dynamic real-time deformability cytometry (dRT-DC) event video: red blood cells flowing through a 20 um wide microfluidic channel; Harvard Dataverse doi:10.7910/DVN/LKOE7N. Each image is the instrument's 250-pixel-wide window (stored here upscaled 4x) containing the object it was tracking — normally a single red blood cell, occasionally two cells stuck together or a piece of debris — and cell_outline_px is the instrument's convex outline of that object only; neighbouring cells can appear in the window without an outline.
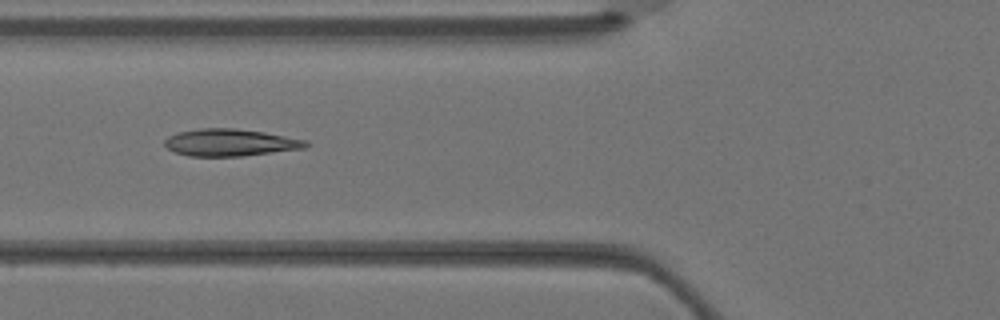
{"species": "Egyptian fruit bat (a non-hibernating species)", "species_latin": "Rousettus aegyptiacus", "temperature_condition": "warm", "stored_images_in_passage": 4, "camera_frame_rate_fps": 3000, "um_per_image_px": 0.085, "animal": {"sex": "female"}, "frame": {"image": 1, "passage_image": 4, "time_ms": 1.0, "image_size_px": [1000, 320], "cell_outline_px": [[308, 144], [304, 148], [244, 156], [188, 156], [176, 152], [168, 148], [164, 144], [164, 140], [168, 136], [176, 132], [200, 128], [232, 128], [264, 132], [308, 140]], "centroid_in_image_um": [19.55, 12.11], "position_along_channel_um": 106.3, "area_um2": 22.31}}